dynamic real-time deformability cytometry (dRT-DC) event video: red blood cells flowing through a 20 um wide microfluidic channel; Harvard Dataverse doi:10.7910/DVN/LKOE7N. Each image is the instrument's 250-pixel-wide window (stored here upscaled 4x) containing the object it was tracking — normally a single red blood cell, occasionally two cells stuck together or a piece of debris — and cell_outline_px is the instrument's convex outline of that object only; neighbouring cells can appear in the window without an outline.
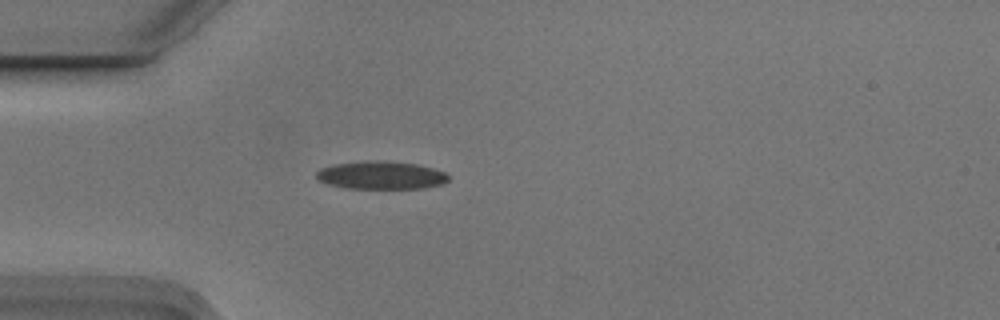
{"species": "Egyptian fruit bat (a non-hibernating species)", "species_latin": "Rousettus aegyptiacus", "temperature_condition": "cold", "stored_images_in_passage": 2, "camera_frame_rate_fps": 3000, "um_per_image_px": 0.085, "animal": {"sex": "male"}, "frame": {"image": 1, "passage_image": 2, "time_ms": 0.333, "image_size_px": [1000, 320], "cell_outline_px": [[448, 180], [440, 184], [424, 188], [344, 188], [328, 184], [316, 180], [316, 172], [320, 168], [336, 164], [364, 160], [384, 160], [416, 164], [432, 168], [444, 172], [448, 176]], "centroid_in_image_um": [32.33, 14.88], "position_along_channel_um": 52.7, "area_um2": 21.56}}